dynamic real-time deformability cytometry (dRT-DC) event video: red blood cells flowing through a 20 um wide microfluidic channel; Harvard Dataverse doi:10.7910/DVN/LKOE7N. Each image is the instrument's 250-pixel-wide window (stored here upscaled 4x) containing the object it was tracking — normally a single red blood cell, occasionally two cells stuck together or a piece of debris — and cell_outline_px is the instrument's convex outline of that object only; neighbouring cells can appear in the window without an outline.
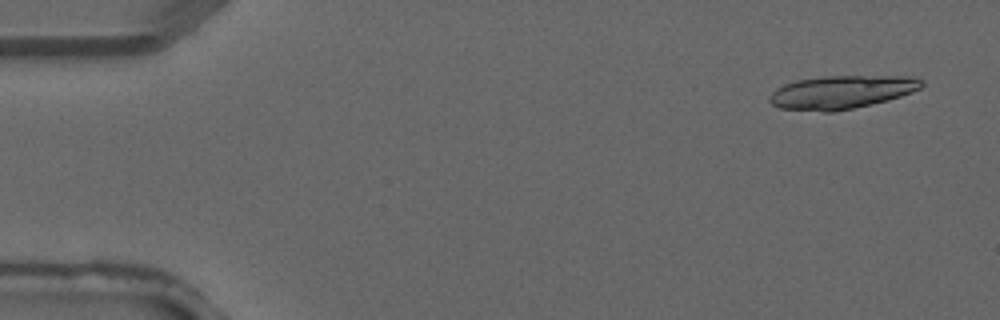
{"species": "common noctule bat (a hibernating species)", "species_latin": "Nyctalus noctula", "temperature_condition": "warm", "stored_images_in_passage": 3, "segment_of_instrument_passage": [2, 2], "camera_frame_rate_fps": 3000, "um_per_image_px": 0.085, "animal": {"sex": "male", "forearm_length_mm": 52.5}, "frame": {"image": 1, "passage_image": 3, "time_ms": 0.667, "image_size_px": [1000, 320], "cell_outline_px": [[924, 84], [920, 88], [912, 92], [888, 100], [872, 104], [832, 112], [824, 112], [780, 108], [772, 104], [768, 100], [772, 92], [776, 88], [784, 84], [796, 80], [824, 76], [912, 76], [924, 80]], "centroid_in_image_um": [71.54, 7.82], "position_along_channel_um": 13.5, "area_um2": 29.54}}